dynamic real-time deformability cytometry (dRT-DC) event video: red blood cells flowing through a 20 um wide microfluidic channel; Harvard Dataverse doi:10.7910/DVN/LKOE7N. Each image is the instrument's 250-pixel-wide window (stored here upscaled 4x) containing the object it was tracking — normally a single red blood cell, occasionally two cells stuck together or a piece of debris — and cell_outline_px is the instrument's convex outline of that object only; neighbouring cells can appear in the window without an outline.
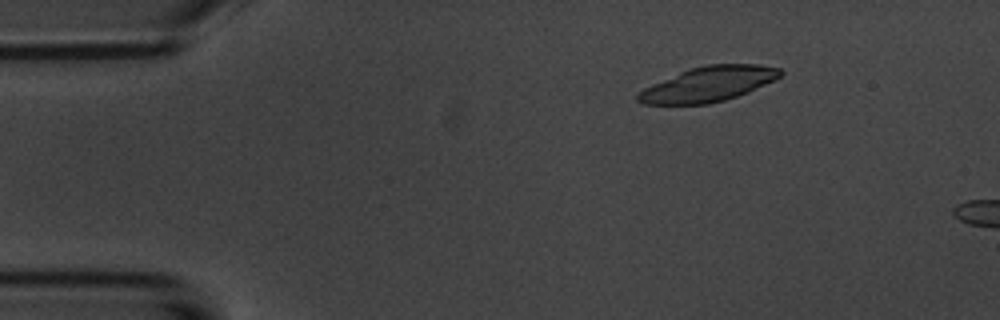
{"species": "common noctule bat (a hibernating species)", "species_latin": "Nyctalus noctula", "temperature_condition": "room temperature", "stored_images_in_passage": 5, "camera_frame_rate_fps": 3000, "um_per_image_px": 0.085, "animal": {"sex": "male", "body_mass_g": 20.1, "forearm_length_mm": 53.5}, "frame": {"image": 1, "passage_image": 2, "time_ms": 1.333, "image_size_px": [1000, 320], "cell_outline_px": [[784, 72], [776, 80], [748, 92], [724, 100], [708, 104], [644, 104], [636, 100], [636, 96], [644, 88], [652, 84], [688, 68], [708, 64], [760, 64], [780, 68]], "centroid_in_image_um": [60.24, 7.14], "position_along_channel_um": 24.8, "area_um2": 29.02}}